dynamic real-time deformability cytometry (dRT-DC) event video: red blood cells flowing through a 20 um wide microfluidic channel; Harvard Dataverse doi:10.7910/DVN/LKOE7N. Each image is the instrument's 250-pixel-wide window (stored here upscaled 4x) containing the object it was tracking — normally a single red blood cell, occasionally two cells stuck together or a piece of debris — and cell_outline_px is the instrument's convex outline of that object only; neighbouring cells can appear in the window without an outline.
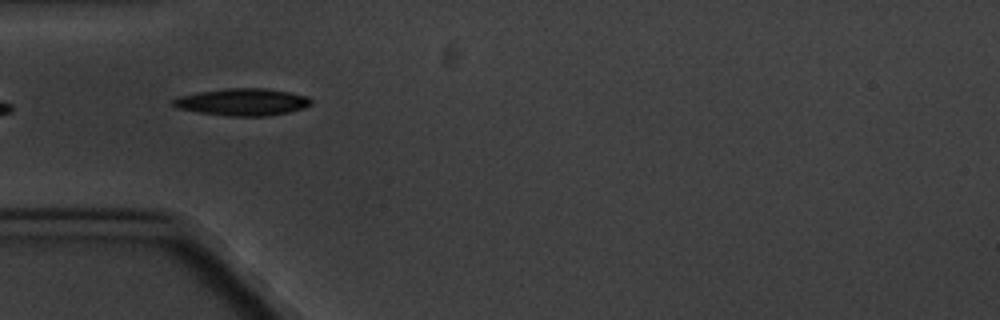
{"species": "common noctule bat (a hibernating species)", "species_latin": "Nyctalus noctula", "temperature_condition": "cold", "stored_images_in_passage": 7, "camera_frame_rate_fps": 3000, "um_per_image_px": 0.085, "animal": {"sex": "male", "body_mass_g": 20.1, "forearm_length_mm": 53.5}, "frame": {"image": 1, "passage_image": 6, "time_ms": 5.667, "image_size_px": [1000, 320], "cell_outline_px": [[312, 104], [304, 108], [288, 112], [268, 116], [228, 116], [200, 112], [176, 108], [168, 104], [172, 100], [180, 96], [200, 92], [224, 88], [268, 88], [308, 96], [312, 100]], "centroid_in_image_um": [20.61, 8.67], "position_along_channel_um": 64.4, "area_um2": 21.91}}